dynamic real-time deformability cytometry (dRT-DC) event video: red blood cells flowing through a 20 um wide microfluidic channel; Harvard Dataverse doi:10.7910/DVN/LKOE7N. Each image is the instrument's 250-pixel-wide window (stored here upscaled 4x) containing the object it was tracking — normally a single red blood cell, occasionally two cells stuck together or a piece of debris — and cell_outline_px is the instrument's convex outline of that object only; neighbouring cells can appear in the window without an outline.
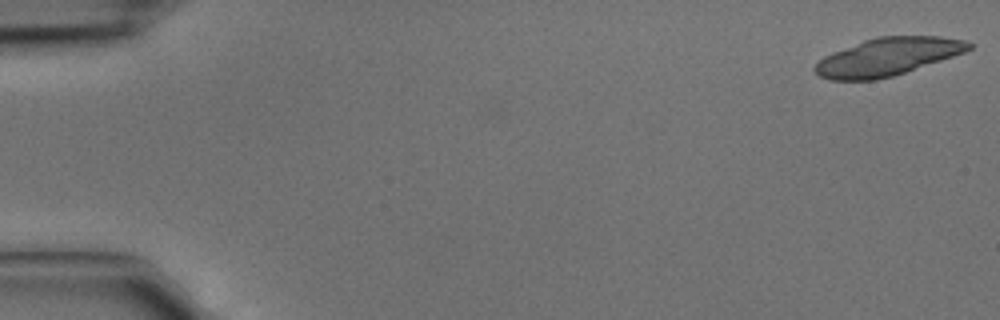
{"species": "common noctule bat (a hibernating species)", "species_latin": "Nyctalus noctula", "temperature_condition": "cold", "stored_images_in_passage": 5, "camera_frame_rate_fps": 3000, "um_per_image_px": 0.085, "animal": {"sex": "male", "body_mass_g": 15.6}, "frame": {"image": 1, "passage_image": 1, "time_ms": 0.0, "image_size_px": [1000, 320], "cell_outline_px": [[972, 48], [964, 52], [892, 76], [876, 80], [828, 80], [820, 76], [812, 68], [824, 56], [832, 52], [864, 40], [876, 36], [940, 36], [964, 40], [972, 44]], "centroid_in_image_um": [75.41, 4.82], "position_along_channel_um": 9.6, "area_um2": 33.52}}
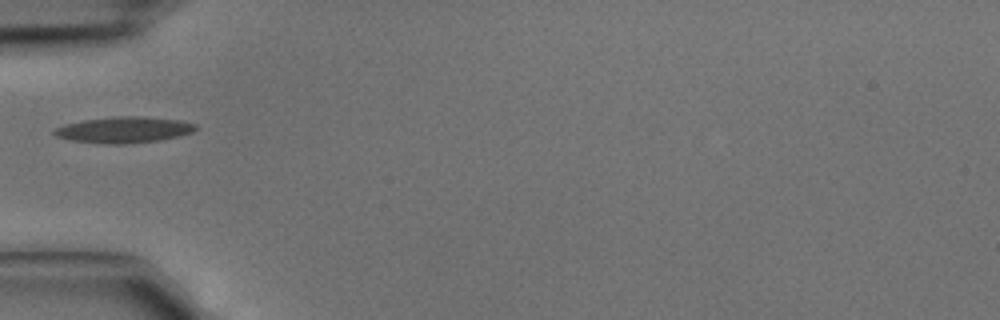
{"frame": {"image": 2, "passage_image": 5, "time_ms": 1.333, "image_size_px": [1000, 320], "cell_outline_px": [[196, 128], [192, 132], [160, 140], [124, 144], [108, 144], [72, 140], [56, 136], [52, 132], [56, 128], [64, 124], [84, 120], [116, 116], [136, 116], [180, 120], [196, 124]], "centroid_in_image_um": [10.51, 11.03], "position_along_channel_um": 74.5, "area_um2": 21.21}}